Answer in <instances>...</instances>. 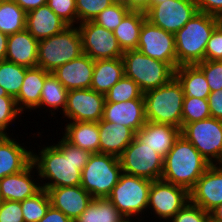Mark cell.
Instances as JSON below:
<instances>
[{"label":"cell","mask_w":222,"mask_h":222,"mask_svg":"<svg viewBox=\"0 0 222 222\" xmlns=\"http://www.w3.org/2000/svg\"><path fill=\"white\" fill-rule=\"evenodd\" d=\"M46 145H38V154L32 149V162L38 171L41 188L81 185V173L91 153L72 145L63 136L57 143Z\"/></svg>","instance_id":"6da1fadb"},{"label":"cell","mask_w":222,"mask_h":222,"mask_svg":"<svg viewBox=\"0 0 222 222\" xmlns=\"http://www.w3.org/2000/svg\"><path fill=\"white\" fill-rule=\"evenodd\" d=\"M210 165L180 134L163 159L161 179L190 191Z\"/></svg>","instance_id":"7a4b0ae2"},{"label":"cell","mask_w":222,"mask_h":222,"mask_svg":"<svg viewBox=\"0 0 222 222\" xmlns=\"http://www.w3.org/2000/svg\"><path fill=\"white\" fill-rule=\"evenodd\" d=\"M219 25V17L197 12L175 35L177 68L204 61L207 42Z\"/></svg>","instance_id":"3957f363"},{"label":"cell","mask_w":222,"mask_h":222,"mask_svg":"<svg viewBox=\"0 0 222 222\" xmlns=\"http://www.w3.org/2000/svg\"><path fill=\"white\" fill-rule=\"evenodd\" d=\"M147 121L182 128L184 91L173 77L164 86L143 93Z\"/></svg>","instance_id":"277c9868"},{"label":"cell","mask_w":222,"mask_h":222,"mask_svg":"<svg viewBox=\"0 0 222 222\" xmlns=\"http://www.w3.org/2000/svg\"><path fill=\"white\" fill-rule=\"evenodd\" d=\"M125 76L131 78L143 93L164 86L175 70L163 61L144 55L140 50H127L122 55Z\"/></svg>","instance_id":"5b68a950"},{"label":"cell","mask_w":222,"mask_h":222,"mask_svg":"<svg viewBox=\"0 0 222 222\" xmlns=\"http://www.w3.org/2000/svg\"><path fill=\"white\" fill-rule=\"evenodd\" d=\"M82 54V39L76 25L38 42V66L49 73Z\"/></svg>","instance_id":"8992f818"},{"label":"cell","mask_w":222,"mask_h":222,"mask_svg":"<svg viewBox=\"0 0 222 222\" xmlns=\"http://www.w3.org/2000/svg\"><path fill=\"white\" fill-rule=\"evenodd\" d=\"M151 183L152 181L149 179L122 173L107 198L125 218L143 219L144 222L145 216L143 215L147 213L145 211L148 207Z\"/></svg>","instance_id":"52a82bcc"},{"label":"cell","mask_w":222,"mask_h":222,"mask_svg":"<svg viewBox=\"0 0 222 222\" xmlns=\"http://www.w3.org/2000/svg\"><path fill=\"white\" fill-rule=\"evenodd\" d=\"M119 157L93 153L81 173V186L92 198H107L122 174Z\"/></svg>","instance_id":"ba28073f"},{"label":"cell","mask_w":222,"mask_h":222,"mask_svg":"<svg viewBox=\"0 0 222 222\" xmlns=\"http://www.w3.org/2000/svg\"><path fill=\"white\" fill-rule=\"evenodd\" d=\"M180 134L210 162L222 160V120L213 117L184 125Z\"/></svg>","instance_id":"9c48e42d"},{"label":"cell","mask_w":222,"mask_h":222,"mask_svg":"<svg viewBox=\"0 0 222 222\" xmlns=\"http://www.w3.org/2000/svg\"><path fill=\"white\" fill-rule=\"evenodd\" d=\"M163 157L136 137L119 156L122 172L155 181L161 179Z\"/></svg>","instance_id":"30bf717a"},{"label":"cell","mask_w":222,"mask_h":222,"mask_svg":"<svg viewBox=\"0 0 222 222\" xmlns=\"http://www.w3.org/2000/svg\"><path fill=\"white\" fill-rule=\"evenodd\" d=\"M190 201L189 191L162 179L152 181L147 212L162 222H168ZM151 212H149V210ZM157 215V216H156Z\"/></svg>","instance_id":"8fae6325"},{"label":"cell","mask_w":222,"mask_h":222,"mask_svg":"<svg viewBox=\"0 0 222 222\" xmlns=\"http://www.w3.org/2000/svg\"><path fill=\"white\" fill-rule=\"evenodd\" d=\"M197 12L195 0H166L150 6L145 15L153 25L175 34Z\"/></svg>","instance_id":"7c38bea8"},{"label":"cell","mask_w":222,"mask_h":222,"mask_svg":"<svg viewBox=\"0 0 222 222\" xmlns=\"http://www.w3.org/2000/svg\"><path fill=\"white\" fill-rule=\"evenodd\" d=\"M77 27L82 39V51L91 59L122 58L124 52L112 31L94 21L79 23Z\"/></svg>","instance_id":"4fadbf2b"},{"label":"cell","mask_w":222,"mask_h":222,"mask_svg":"<svg viewBox=\"0 0 222 222\" xmlns=\"http://www.w3.org/2000/svg\"><path fill=\"white\" fill-rule=\"evenodd\" d=\"M105 101L104 94L90 88L69 90L63 118L65 122H99Z\"/></svg>","instance_id":"5bb4252c"},{"label":"cell","mask_w":222,"mask_h":222,"mask_svg":"<svg viewBox=\"0 0 222 222\" xmlns=\"http://www.w3.org/2000/svg\"><path fill=\"white\" fill-rule=\"evenodd\" d=\"M137 50L144 55L168 63L174 70L177 68L175 35L150 23L143 22Z\"/></svg>","instance_id":"9a60e30c"},{"label":"cell","mask_w":222,"mask_h":222,"mask_svg":"<svg viewBox=\"0 0 222 222\" xmlns=\"http://www.w3.org/2000/svg\"><path fill=\"white\" fill-rule=\"evenodd\" d=\"M190 202L211 212L222 203V167L211 164L189 191Z\"/></svg>","instance_id":"2e32d148"},{"label":"cell","mask_w":222,"mask_h":222,"mask_svg":"<svg viewBox=\"0 0 222 222\" xmlns=\"http://www.w3.org/2000/svg\"><path fill=\"white\" fill-rule=\"evenodd\" d=\"M35 169V165L31 162L21 172L3 177L0 180V191L3 200L21 202L38 193L42 188L39 182L38 171Z\"/></svg>","instance_id":"e0dca14e"},{"label":"cell","mask_w":222,"mask_h":222,"mask_svg":"<svg viewBox=\"0 0 222 222\" xmlns=\"http://www.w3.org/2000/svg\"><path fill=\"white\" fill-rule=\"evenodd\" d=\"M102 120L130 128L134 133L147 122L144 99H131L127 102L105 103Z\"/></svg>","instance_id":"ac0fdd59"},{"label":"cell","mask_w":222,"mask_h":222,"mask_svg":"<svg viewBox=\"0 0 222 222\" xmlns=\"http://www.w3.org/2000/svg\"><path fill=\"white\" fill-rule=\"evenodd\" d=\"M47 192L51 206L63 212L72 221L86 210L93 199L81 185L50 188Z\"/></svg>","instance_id":"d6986e66"},{"label":"cell","mask_w":222,"mask_h":222,"mask_svg":"<svg viewBox=\"0 0 222 222\" xmlns=\"http://www.w3.org/2000/svg\"><path fill=\"white\" fill-rule=\"evenodd\" d=\"M95 61L85 53L58 67L52 74L69 91L91 88Z\"/></svg>","instance_id":"ffe728a7"},{"label":"cell","mask_w":222,"mask_h":222,"mask_svg":"<svg viewBox=\"0 0 222 222\" xmlns=\"http://www.w3.org/2000/svg\"><path fill=\"white\" fill-rule=\"evenodd\" d=\"M12 136L0 135V180L21 172L32 162L30 146L28 148L24 143L19 144Z\"/></svg>","instance_id":"44dd1931"},{"label":"cell","mask_w":222,"mask_h":222,"mask_svg":"<svg viewBox=\"0 0 222 222\" xmlns=\"http://www.w3.org/2000/svg\"><path fill=\"white\" fill-rule=\"evenodd\" d=\"M69 25L45 4L27 12L25 29L37 40H43L63 31Z\"/></svg>","instance_id":"7402d4cb"},{"label":"cell","mask_w":222,"mask_h":222,"mask_svg":"<svg viewBox=\"0 0 222 222\" xmlns=\"http://www.w3.org/2000/svg\"><path fill=\"white\" fill-rule=\"evenodd\" d=\"M38 42L26 29L9 35L5 60L28 68L38 66Z\"/></svg>","instance_id":"603a6c76"},{"label":"cell","mask_w":222,"mask_h":222,"mask_svg":"<svg viewBox=\"0 0 222 222\" xmlns=\"http://www.w3.org/2000/svg\"><path fill=\"white\" fill-rule=\"evenodd\" d=\"M99 153L119 157L124 149L133 141L135 133L128 127L100 120Z\"/></svg>","instance_id":"cb8c5ba5"},{"label":"cell","mask_w":222,"mask_h":222,"mask_svg":"<svg viewBox=\"0 0 222 222\" xmlns=\"http://www.w3.org/2000/svg\"><path fill=\"white\" fill-rule=\"evenodd\" d=\"M180 135V129L168 124H158L147 121L135 133V137L143 144H148L163 158L173 147L175 140Z\"/></svg>","instance_id":"d4e9b609"},{"label":"cell","mask_w":222,"mask_h":222,"mask_svg":"<svg viewBox=\"0 0 222 222\" xmlns=\"http://www.w3.org/2000/svg\"><path fill=\"white\" fill-rule=\"evenodd\" d=\"M50 73L39 66L29 67L16 99L19 110L24 113L35 111L39 107L41 92L44 86L45 78Z\"/></svg>","instance_id":"484cf974"},{"label":"cell","mask_w":222,"mask_h":222,"mask_svg":"<svg viewBox=\"0 0 222 222\" xmlns=\"http://www.w3.org/2000/svg\"><path fill=\"white\" fill-rule=\"evenodd\" d=\"M125 76L122 58L95 60L91 88L104 95Z\"/></svg>","instance_id":"4316f807"},{"label":"cell","mask_w":222,"mask_h":222,"mask_svg":"<svg viewBox=\"0 0 222 222\" xmlns=\"http://www.w3.org/2000/svg\"><path fill=\"white\" fill-rule=\"evenodd\" d=\"M62 136L72 145L91 154L99 153L98 122H68Z\"/></svg>","instance_id":"83f0119b"},{"label":"cell","mask_w":222,"mask_h":222,"mask_svg":"<svg viewBox=\"0 0 222 222\" xmlns=\"http://www.w3.org/2000/svg\"><path fill=\"white\" fill-rule=\"evenodd\" d=\"M175 77L181 83L184 97L208 99L211 92L203 71L197 65H181L175 69Z\"/></svg>","instance_id":"f1b7e54d"},{"label":"cell","mask_w":222,"mask_h":222,"mask_svg":"<svg viewBox=\"0 0 222 222\" xmlns=\"http://www.w3.org/2000/svg\"><path fill=\"white\" fill-rule=\"evenodd\" d=\"M145 20L144 12L130 11L115 28L113 33L123 52L137 49L140 31Z\"/></svg>","instance_id":"f546056e"},{"label":"cell","mask_w":222,"mask_h":222,"mask_svg":"<svg viewBox=\"0 0 222 222\" xmlns=\"http://www.w3.org/2000/svg\"><path fill=\"white\" fill-rule=\"evenodd\" d=\"M67 95L68 90L58 81V79L50 73L44 81V86L41 92L40 102H39V109H45L47 112L55 117V110L60 114L65 110L66 103H67ZM51 109V110H50Z\"/></svg>","instance_id":"4dcf8cb0"},{"label":"cell","mask_w":222,"mask_h":222,"mask_svg":"<svg viewBox=\"0 0 222 222\" xmlns=\"http://www.w3.org/2000/svg\"><path fill=\"white\" fill-rule=\"evenodd\" d=\"M125 219L108 198H93L73 222H123Z\"/></svg>","instance_id":"1f68e13d"},{"label":"cell","mask_w":222,"mask_h":222,"mask_svg":"<svg viewBox=\"0 0 222 222\" xmlns=\"http://www.w3.org/2000/svg\"><path fill=\"white\" fill-rule=\"evenodd\" d=\"M26 14L13 0H0V31L9 36L25 30Z\"/></svg>","instance_id":"d6a6232c"},{"label":"cell","mask_w":222,"mask_h":222,"mask_svg":"<svg viewBox=\"0 0 222 222\" xmlns=\"http://www.w3.org/2000/svg\"><path fill=\"white\" fill-rule=\"evenodd\" d=\"M27 68L7 60L0 61V86L9 96H18Z\"/></svg>","instance_id":"836d02e7"},{"label":"cell","mask_w":222,"mask_h":222,"mask_svg":"<svg viewBox=\"0 0 222 222\" xmlns=\"http://www.w3.org/2000/svg\"><path fill=\"white\" fill-rule=\"evenodd\" d=\"M51 206L47 190L41 189L33 197L21 201L24 222H39Z\"/></svg>","instance_id":"e575fe53"},{"label":"cell","mask_w":222,"mask_h":222,"mask_svg":"<svg viewBox=\"0 0 222 222\" xmlns=\"http://www.w3.org/2000/svg\"><path fill=\"white\" fill-rule=\"evenodd\" d=\"M131 99H144L139 86L126 76L122 77L105 95V103L127 102Z\"/></svg>","instance_id":"d590c367"},{"label":"cell","mask_w":222,"mask_h":222,"mask_svg":"<svg viewBox=\"0 0 222 222\" xmlns=\"http://www.w3.org/2000/svg\"><path fill=\"white\" fill-rule=\"evenodd\" d=\"M208 99L184 97L182 110V127L188 123L210 118Z\"/></svg>","instance_id":"8d00e7d4"},{"label":"cell","mask_w":222,"mask_h":222,"mask_svg":"<svg viewBox=\"0 0 222 222\" xmlns=\"http://www.w3.org/2000/svg\"><path fill=\"white\" fill-rule=\"evenodd\" d=\"M129 12L130 10L126 5L113 3L111 6L99 13L93 21L113 32Z\"/></svg>","instance_id":"74e56055"},{"label":"cell","mask_w":222,"mask_h":222,"mask_svg":"<svg viewBox=\"0 0 222 222\" xmlns=\"http://www.w3.org/2000/svg\"><path fill=\"white\" fill-rule=\"evenodd\" d=\"M78 24L93 21L99 13L111 6L113 0H75Z\"/></svg>","instance_id":"f35d334b"},{"label":"cell","mask_w":222,"mask_h":222,"mask_svg":"<svg viewBox=\"0 0 222 222\" xmlns=\"http://www.w3.org/2000/svg\"><path fill=\"white\" fill-rule=\"evenodd\" d=\"M21 114L15 98L0 97V135H8L7 130L10 131L8 127L14 125L15 120L19 119Z\"/></svg>","instance_id":"ab89813d"},{"label":"cell","mask_w":222,"mask_h":222,"mask_svg":"<svg viewBox=\"0 0 222 222\" xmlns=\"http://www.w3.org/2000/svg\"><path fill=\"white\" fill-rule=\"evenodd\" d=\"M47 5L69 26L78 25L75 0H47Z\"/></svg>","instance_id":"60d3db41"},{"label":"cell","mask_w":222,"mask_h":222,"mask_svg":"<svg viewBox=\"0 0 222 222\" xmlns=\"http://www.w3.org/2000/svg\"><path fill=\"white\" fill-rule=\"evenodd\" d=\"M168 222H211L210 213L190 201Z\"/></svg>","instance_id":"b9f144b4"},{"label":"cell","mask_w":222,"mask_h":222,"mask_svg":"<svg viewBox=\"0 0 222 222\" xmlns=\"http://www.w3.org/2000/svg\"><path fill=\"white\" fill-rule=\"evenodd\" d=\"M196 65L203 71L211 92L222 89V61L204 60Z\"/></svg>","instance_id":"7bdbcfd3"},{"label":"cell","mask_w":222,"mask_h":222,"mask_svg":"<svg viewBox=\"0 0 222 222\" xmlns=\"http://www.w3.org/2000/svg\"><path fill=\"white\" fill-rule=\"evenodd\" d=\"M204 60L222 61V26L219 24L209 38Z\"/></svg>","instance_id":"ee69618b"},{"label":"cell","mask_w":222,"mask_h":222,"mask_svg":"<svg viewBox=\"0 0 222 222\" xmlns=\"http://www.w3.org/2000/svg\"><path fill=\"white\" fill-rule=\"evenodd\" d=\"M0 222H24L21 202L3 201L0 204Z\"/></svg>","instance_id":"f6af8a7d"},{"label":"cell","mask_w":222,"mask_h":222,"mask_svg":"<svg viewBox=\"0 0 222 222\" xmlns=\"http://www.w3.org/2000/svg\"><path fill=\"white\" fill-rule=\"evenodd\" d=\"M199 12L222 17V0H195Z\"/></svg>","instance_id":"bcb514c9"},{"label":"cell","mask_w":222,"mask_h":222,"mask_svg":"<svg viewBox=\"0 0 222 222\" xmlns=\"http://www.w3.org/2000/svg\"><path fill=\"white\" fill-rule=\"evenodd\" d=\"M208 103L211 117L222 120V89L215 92H210Z\"/></svg>","instance_id":"7dc6e473"},{"label":"cell","mask_w":222,"mask_h":222,"mask_svg":"<svg viewBox=\"0 0 222 222\" xmlns=\"http://www.w3.org/2000/svg\"><path fill=\"white\" fill-rule=\"evenodd\" d=\"M39 222H73L63 212L50 206L46 215Z\"/></svg>","instance_id":"c3c4849f"},{"label":"cell","mask_w":222,"mask_h":222,"mask_svg":"<svg viewBox=\"0 0 222 222\" xmlns=\"http://www.w3.org/2000/svg\"><path fill=\"white\" fill-rule=\"evenodd\" d=\"M152 0H128L125 4L130 11L146 12L151 6Z\"/></svg>","instance_id":"681fc988"},{"label":"cell","mask_w":222,"mask_h":222,"mask_svg":"<svg viewBox=\"0 0 222 222\" xmlns=\"http://www.w3.org/2000/svg\"><path fill=\"white\" fill-rule=\"evenodd\" d=\"M13 1L16 2L26 13L42 5L47 4V0H13Z\"/></svg>","instance_id":"f907efd6"},{"label":"cell","mask_w":222,"mask_h":222,"mask_svg":"<svg viewBox=\"0 0 222 222\" xmlns=\"http://www.w3.org/2000/svg\"><path fill=\"white\" fill-rule=\"evenodd\" d=\"M8 35L0 31V61L5 60Z\"/></svg>","instance_id":"816d5d0a"},{"label":"cell","mask_w":222,"mask_h":222,"mask_svg":"<svg viewBox=\"0 0 222 222\" xmlns=\"http://www.w3.org/2000/svg\"><path fill=\"white\" fill-rule=\"evenodd\" d=\"M211 222H222V203L210 212Z\"/></svg>","instance_id":"f5cc1de1"},{"label":"cell","mask_w":222,"mask_h":222,"mask_svg":"<svg viewBox=\"0 0 222 222\" xmlns=\"http://www.w3.org/2000/svg\"><path fill=\"white\" fill-rule=\"evenodd\" d=\"M0 97H11V96H9L6 93L5 89L0 86Z\"/></svg>","instance_id":"db71d44e"},{"label":"cell","mask_w":222,"mask_h":222,"mask_svg":"<svg viewBox=\"0 0 222 222\" xmlns=\"http://www.w3.org/2000/svg\"><path fill=\"white\" fill-rule=\"evenodd\" d=\"M114 3H121V4H126L128 0H113Z\"/></svg>","instance_id":"11a10c76"},{"label":"cell","mask_w":222,"mask_h":222,"mask_svg":"<svg viewBox=\"0 0 222 222\" xmlns=\"http://www.w3.org/2000/svg\"><path fill=\"white\" fill-rule=\"evenodd\" d=\"M164 1H166V0H152L151 6H153L154 4H157V3L164 2Z\"/></svg>","instance_id":"9f6ffc18"},{"label":"cell","mask_w":222,"mask_h":222,"mask_svg":"<svg viewBox=\"0 0 222 222\" xmlns=\"http://www.w3.org/2000/svg\"><path fill=\"white\" fill-rule=\"evenodd\" d=\"M135 221V219L133 220V219H125L123 222H134ZM136 222H142V220H136Z\"/></svg>","instance_id":"6f0895ef"},{"label":"cell","mask_w":222,"mask_h":222,"mask_svg":"<svg viewBox=\"0 0 222 222\" xmlns=\"http://www.w3.org/2000/svg\"><path fill=\"white\" fill-rule=\"evenodd\" d=\"M3 198H2V195H1V191H0V204L3 202Z\"/></svg>","instance_id":"680465c9"},{"label":"cell","mask_w":222,"mask_h":222,"mask_svg":"<svg viewBox=\"0 0 222 222\" xmlns=\"http://www.w3.org/2000/svg\"><path fill=\"white\" fill-rule=\"evenodd\" d=\"M219 24L222 26V17H219Z\"/></svg>","instance_id":"91938a15"},{"label":"cell","mask_w":222,"mask_h":222,"mask_svg":"<svg viewBox=\"0 0 222 222\" xmlns=\"http://www.w3.org/2000/svg\"><path fill=\"white\" fill-rule=\"evenodd\" d=\"M218 165H219L220 167H222V160L218 163Z\"/></svg>","instance_id":"94428289"}]
</instances>
